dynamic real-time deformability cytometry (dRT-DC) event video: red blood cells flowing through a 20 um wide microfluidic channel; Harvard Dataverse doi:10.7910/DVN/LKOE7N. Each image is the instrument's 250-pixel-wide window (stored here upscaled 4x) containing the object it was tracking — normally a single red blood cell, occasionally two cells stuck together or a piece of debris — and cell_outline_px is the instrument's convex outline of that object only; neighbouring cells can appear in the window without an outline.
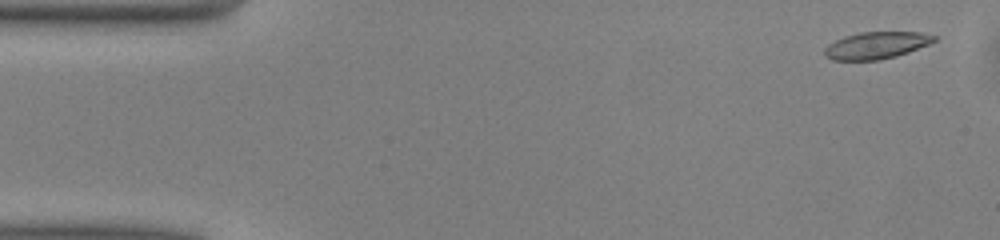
{"species": "common noctule bat (a hibernating species)", "species_latin": "Nyctalus noctula", "temperature_condition": "warm", "stored_images_in_passage": 43, "camera_frame_rate_fps": 3000, "um_per_image_px": 0.085, "animal": {"sex": "male", "body_mass_g": 13.0, "forearm_length_mm": 53.1}, "frame": {"image": 1, "passage_image": 2, "time_ms": 0.333, "image_size_px": [1000, 240], "cell_outline_px": [[936, 40], [928, 44], [908, 52], [896, 56], [880, 60], [832, 60], [824, 56], [824, 48], [828, 44], [844, 36], [860, 32], [920, 32], [936, 36]], "centroid_in_image_um": [74.45, 3.86], "position_along_channel_um": 10.6, "area_um2": 17.22}}
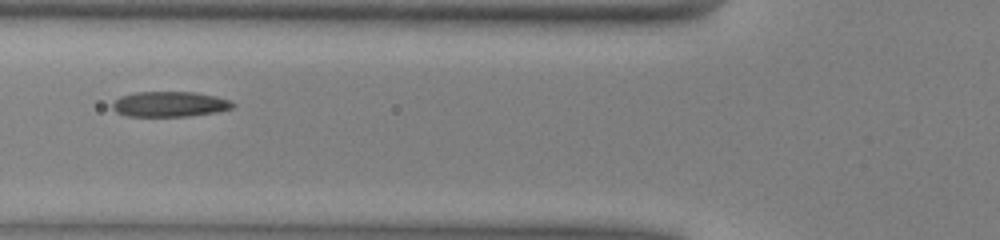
{"frame": {"image": 2, "passage_image": 18, "time_ms": 5.667, "image_size_px": [1000, 240], "cell_outline_px": [[236, 104], [232, 108], [216, 112], [188, 116], [128, 116], [116, 112], [112, 108], [112, 104], [120, 96], [136, 92], [196, 92], [216, 96], [232, 100]], "centroid_in_image_um": [14.45, 8.85], "position_along_channel_um": 111.3, "area_um2": 17.8}}
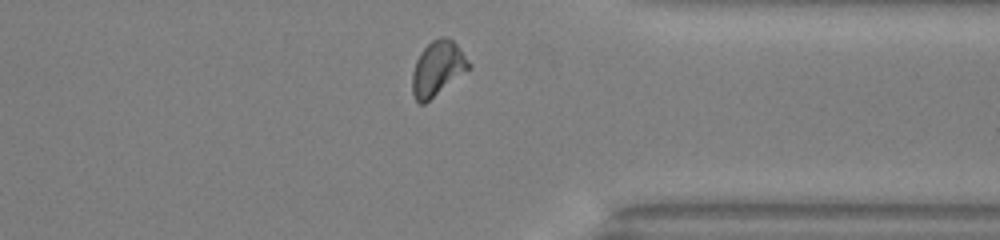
{"frame": {"image": 3, "passage_image": 38, "time_ms": 12.333, "image_size_px": [1000, 240], "cell_outline_px": [[472, 68], [424, 104], [420, 104], [412, 96], [412, 72], [416, 60], [420, 52], [432, 40], [440, 36], [444, 36], [452, 40], [456, 44], [472, 64]], "centroid_in_image_um": [37.2, 5.82], "position_along_channel_um": 374.2, "area_um2": 18.21}, "authors_computed_cell_mechanics": {"area_um2": 17.7446, "velocity_mm_per_s": 4.0565, "shape_relaxation_time_tau1_ms": 5.359, "shape_relaxation_time_tau2_ms": 2.1647, "deformation_change_tau1": 0.1674, "deformation_change_tau2": 0.0834}}